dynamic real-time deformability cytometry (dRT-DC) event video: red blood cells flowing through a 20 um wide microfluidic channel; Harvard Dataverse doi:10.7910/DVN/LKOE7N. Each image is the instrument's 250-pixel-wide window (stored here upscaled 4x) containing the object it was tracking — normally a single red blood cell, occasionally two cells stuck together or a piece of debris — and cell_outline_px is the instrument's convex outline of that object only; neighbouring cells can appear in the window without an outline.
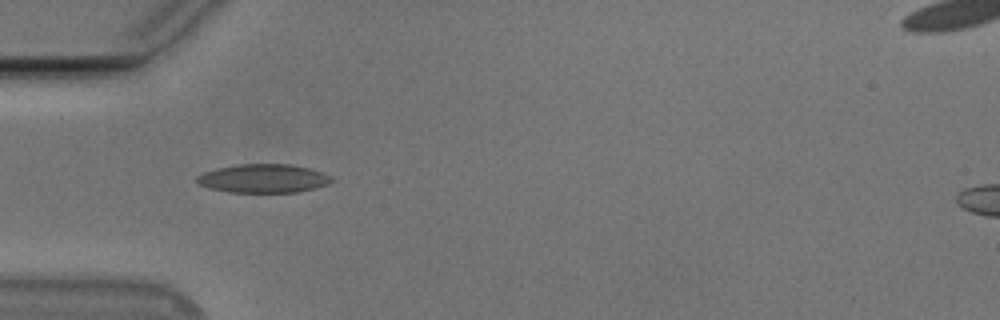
{"species": "Egyptian fruit bat (a non-hibernating species)", "species_latin": "Rousettus aegyptiacus", "temperature_condition": "cold", "stored_images_in_passage": 32, "camera_frame_rate_fps": 3000, "um_per_image_px": 0.085, "animal": {"sex": "male"}, "frame": {"image": 1, "passage_image": 1, "time_ms": 0.0, "image_size_px": [1000, 320], "cell_outline_px": [[336, 180], [328, 184], [316, 188], [300, 192], [228, 192], [208, 188], [196, 184], [196, 176], [204, 172], [216, 168], [240, 164], [288, 164], [308, 168], [332, 176]], "centroid_in_image_um": [22.37, 15.18], "position_along_channel_um": 62.6, "area_um2": 22.66}}
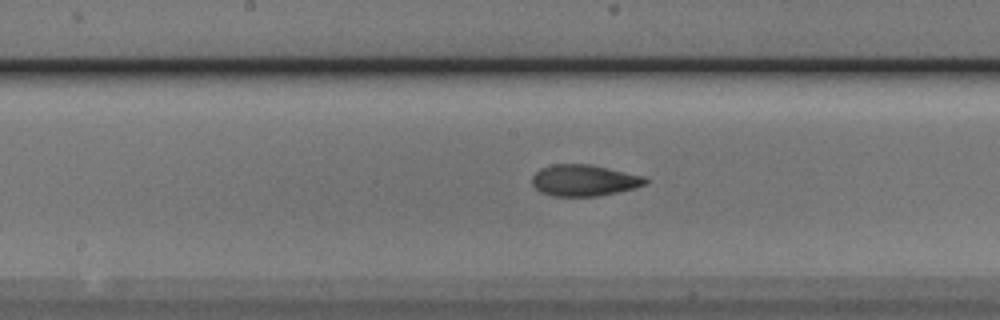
{"frame": {"image": 2, "passage_image": 12, "time_ms": 3.667, "image_size_px": [1000, 320], "cell_outline_px": [[648, 184], [636, 188], [600, 196], [552, 196], [540, 192], [532, 184], [532, 176], [540, 168], [552, 164], [588, 164], [644, 176], [648, 180]], "centroid_in_image_um": [49.65, 15.34], "position_along_channel_um": 198.6, "area_um2": 20.81}}
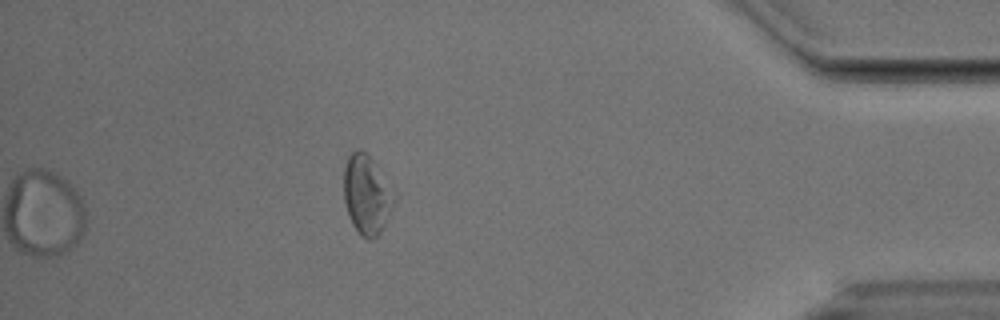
{"frame": {"image": 3, "passage_image": 32, "time_ms": 10.333, "image_size_px": [1000, 320], "cell_outline_px": [[396, 200], [380, 232], [376, 236], [368, 240], [352, 224], [344, 200], [344, 168], [348, 156], [356, 148], [360, 148], [372, 160], [396, 192]], "centroid_in_image_um": [31.18, 16.51], "position_along_channel_um": 404.0, "area_um2": 22.95}, "authors_computed_cell_mechanics": {"area_um2": 21.1548, "velocity_mm_per_s": 3.7494, "shape_relaxation_time_tau1_ms": 4.8487, "shape_relaxation_time_tau2_ms": 1.7949, "deformation_change_tau1": 0.1412, "deformation_change_tau2": 0.0757}}